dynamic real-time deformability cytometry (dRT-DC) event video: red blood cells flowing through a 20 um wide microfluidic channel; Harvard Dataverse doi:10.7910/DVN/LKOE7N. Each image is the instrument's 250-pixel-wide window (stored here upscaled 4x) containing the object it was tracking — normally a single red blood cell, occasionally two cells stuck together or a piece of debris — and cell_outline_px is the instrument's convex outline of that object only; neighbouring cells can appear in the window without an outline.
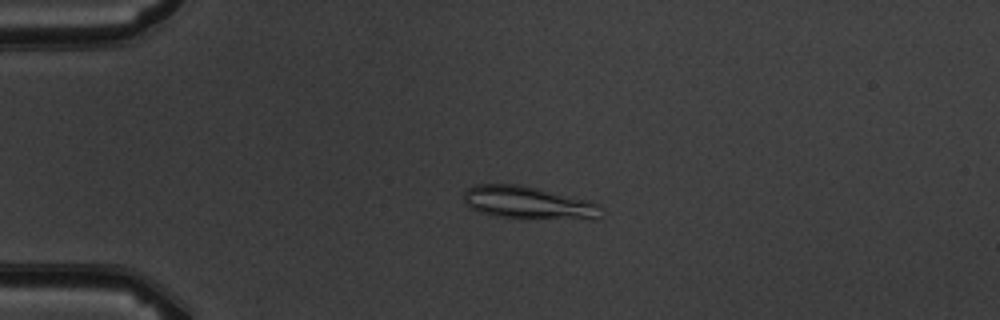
{"species": "common noctule bat (a hibernating species)", "species_latin": "Nyctalus noctula", "temperature_condition": "warm", "stored_images_in_passage": 6, "camera_frame_rate_fps": 3000, "um_per_image_px": 0.085, "animal": {"sex": "male", "body_mass_g": 19.5, "forearm_length_mm": 54.6}, "frame": {"image": 1, "passage_image": 4, "time_ms": 3.667, "image_size_px": [1000, 320], "cell_outline_px": [[600, 220], [520, 220], [496, 216], [480, 212], [472, 208], [464, 200], [464, 192], [468, 188], [476, 184], [520, 184], [588, 200], [596, 204], [600, 216]], "centroid_in_image_um": [44.93, 17.28], "position_along_channel_um": 40.1, "area_um2": 26.82}}